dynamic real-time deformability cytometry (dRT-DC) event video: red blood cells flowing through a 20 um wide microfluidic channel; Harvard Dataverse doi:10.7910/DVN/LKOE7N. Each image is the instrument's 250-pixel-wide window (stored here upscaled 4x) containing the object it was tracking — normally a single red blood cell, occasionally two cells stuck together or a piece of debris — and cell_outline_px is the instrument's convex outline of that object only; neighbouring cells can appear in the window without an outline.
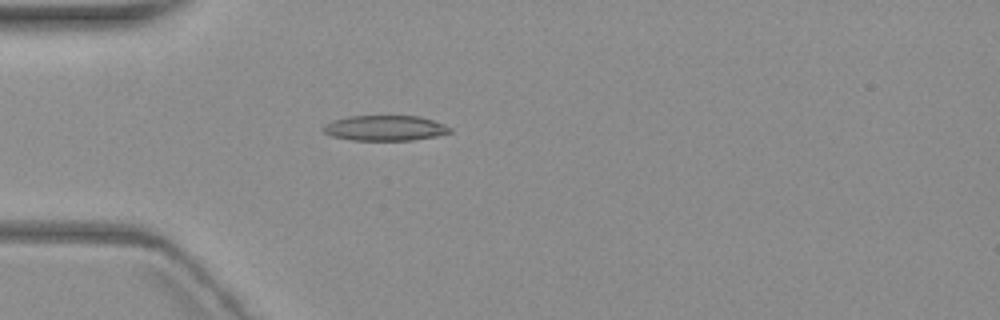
{"species": "common noctule bat (a hibernating species)", "species_latin": "Nyctalus noctula", "temperature_condition": "warm", "stored_images_in_passage": 5, "camera_frame_rate_fps": 3000, "um_per_image_px": 0.085, "animal": {"sex": "female", "body_mass_g": 19.3, "forearm_length_mm": 54.1}, "frame": {"image": 1, "passage_image": 5, "time_ms": 4.667, "image_size_px": [1000, 320], "cell_outline_px": [[452, 132], [436, 136], [412, 140], [352, 140], [332, 136], [324, 132], [320, 128], [324, 124], [332, 120], [348, 116], [420, 116], [444, 124], [452, 128]], "centroid_in_image_um": [32.7, 10.88], "position_along_channel_um": 52.3, "area_um2": 18.79}}